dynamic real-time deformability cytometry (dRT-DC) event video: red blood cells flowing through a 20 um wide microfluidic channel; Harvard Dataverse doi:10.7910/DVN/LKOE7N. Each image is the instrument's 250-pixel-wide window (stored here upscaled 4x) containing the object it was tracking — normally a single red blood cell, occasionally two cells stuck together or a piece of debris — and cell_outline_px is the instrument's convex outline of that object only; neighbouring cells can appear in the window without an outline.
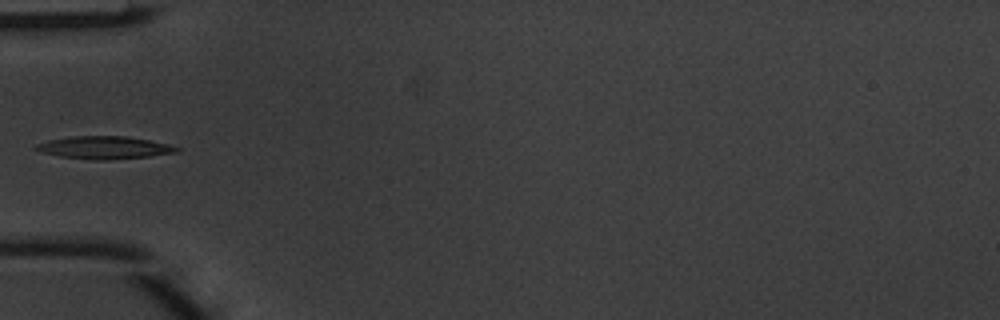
{"species": "common noctule bat (a hibernating species)", "species_latin": "Nyctalus noctula", "temperature_condition": "warm", "stored_images_in_passage": 4, "camera_frame_rate_fps": 3000, "um_per_image_px": 0.085, "animal": {"sex": "male", "body_mass_g": 20.1, "forearm_length_mm": 53.5}, "frame": {"image": 1, "passage_image": 4, "time_ms": 1.0, "image_size_px": [1000, 320], "cell_outline_px": [[180, 152], [148, 156], [108, 160], [96, 160], [60, 156], [44, 152], [32, 148], [36, 144], [48, 140], [72, 136], [124, 136], [148, 140], [168, 144], [180, 148]], "centroid_in_image_um": [8.87, 12.54], "position_along_channel_um": 76.1, "area_um2": 18.38}}